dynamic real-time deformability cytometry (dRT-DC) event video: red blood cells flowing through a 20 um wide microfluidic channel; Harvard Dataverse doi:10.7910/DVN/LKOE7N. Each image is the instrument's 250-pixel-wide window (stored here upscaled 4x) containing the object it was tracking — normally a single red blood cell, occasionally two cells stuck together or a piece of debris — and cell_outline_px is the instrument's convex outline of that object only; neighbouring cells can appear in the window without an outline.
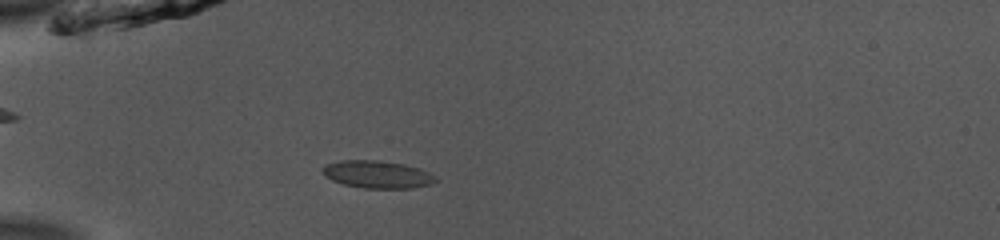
{"species": "common noctule bat (a hibernating species)", "species_latin": "Nyctalus noctula", "temperature_condition": "room temperature", "stored_images_in_passage": 51, "camera_frame_rate_fps": 3000, "um_per_image_px": 0.085, "animal": {"sex": "male", "body_mass_g": 13.0, "forearm_length_mm": 53.1}, "frame": {"image": 1, "passage_image": 15, "time_ms": 4.667, "image_size_px": [1000, 240], "cell_outline_px": [[436, 180], [432, 184], [412, 188], [364, 188], [344, 184], [332, 180], [324, 176], [324, 164], [340, 160], [376, 160], [404, 164], [420, 168], [436, 176]], "centroid_in_image_um": [32.08, 14.82], "position_along_channel_um": 52.9, "area_um2": 18.09}}
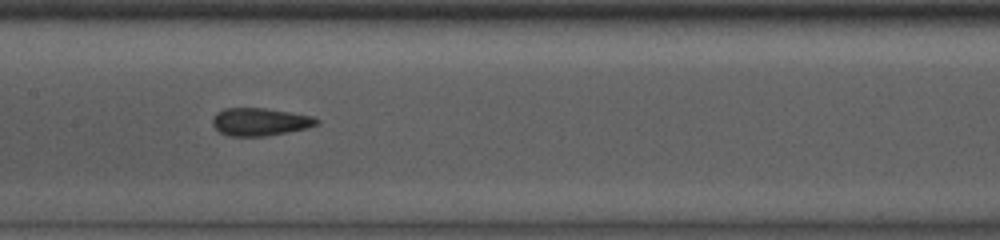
{"frame": {"image": 2, "passage_image": 26, "time_ms": 8.333, "image_size_px": [1000, 240], "cell_outline_px": [[320, 124], [308, 128], [288, 132], [264, 136], [228, 136], [220, 132], [212, 124], [212, 120], [216, 112], [224, 108], [264, 108], [312, 116], [320, 120]], "centroid_in_image_um": [22.11, 10.36], "position_along_channel_um": 185.3, "area_um2": 16.88}}
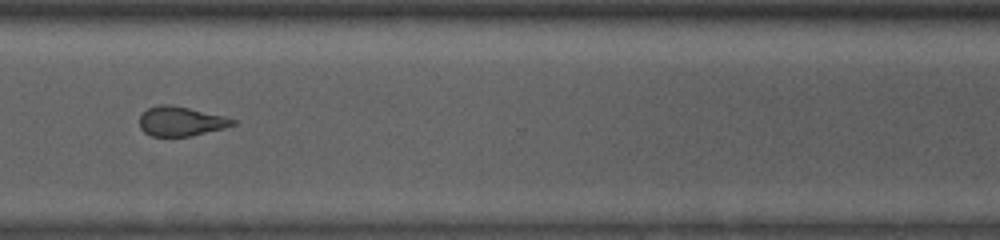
{"frame": {"image": 3, "passage_image": 39, "time_ms": 12.667, "image_size_px": [1000, 240], "cell_outline_px": [[236, 124], [224, 128], [188, 136], [152, 136], [144, 132], [140, 128], [140, 116], [148, 108], [160, 104], [168, 104], [188, 108], [224, 116], [236, 120]], "centroid_in_image_um": [15.36, 10.31], "position_along_channel_um": 355.2, "area_um2": 15.78}, "authors_computed_cell_mechanics": {"area_um2": 16.9354, "velocity_mm_per_s": 3.9393, "shape_relaxation_time_tau1_ms": null, "shape_relaxation_time_tau2_ms": 1.3762, "deformation_change_tau1": null, "deformation_change_tau2": 0.0721}}